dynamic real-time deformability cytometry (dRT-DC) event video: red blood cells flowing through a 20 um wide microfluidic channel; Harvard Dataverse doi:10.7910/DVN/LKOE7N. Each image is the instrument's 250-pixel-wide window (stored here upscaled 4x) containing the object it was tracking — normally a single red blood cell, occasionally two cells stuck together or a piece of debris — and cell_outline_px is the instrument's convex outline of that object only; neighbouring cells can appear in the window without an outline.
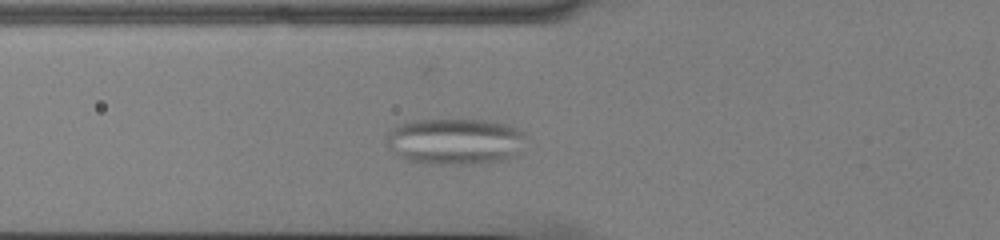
{"species": "common noctule bat (a hibernating species)", "species_latin": "Nyctalus noctula", "temperature_condition": "cold", "stored_images_in_passage": 47, "camera_frame_rate_fps": 3000, "um_per_image_px": 0.085, "animal": {"sex": "male", "body_mass_g": 13.0, "forearm_length_mm": 53.1}, "frame": {"image": 1, "passage_image": 12, "time_ms": 3.667, "image_size_px": [1000, 240], "cell_outline_px": [[524, 136], [516, 156], [508, 160], [472, 164], [432, 164], [408, 160], [400, 156], [388, 144], [388, 132], [396, 124], [408, 120], [484, 120], [508, 124], [524, 132]], "centroid_in_image_um": [38.69, 12.01], "position_along_channel_um": 87.1, "area_um2": 37.51}}
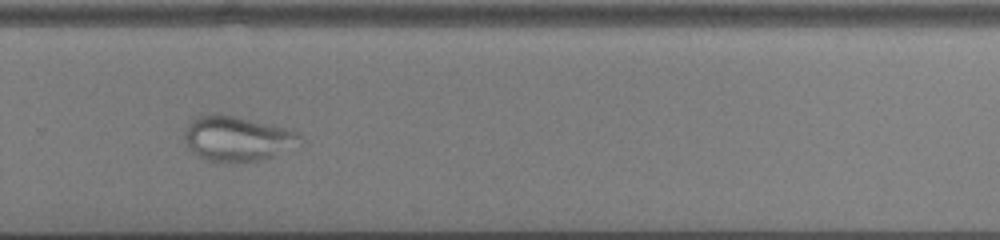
{"frame": {"image": 2, "passage_image": 30, "time_ms": 9.667, "image_size_px": [1000, 240], "cell_outline_px": [[304, 144], [272, 156], [248, 164], [232, 164], [208, 160], [192, 152], [188, 148], [184, 136], [184, 128], [188, 120], [196, 116], [220, 112], [292, 128], [300, 132], [304, 140]], "centroid_in_image_um": [20.22, 11.77], "position_along_channel_um": 309.6, "area_um2": 31.91}}
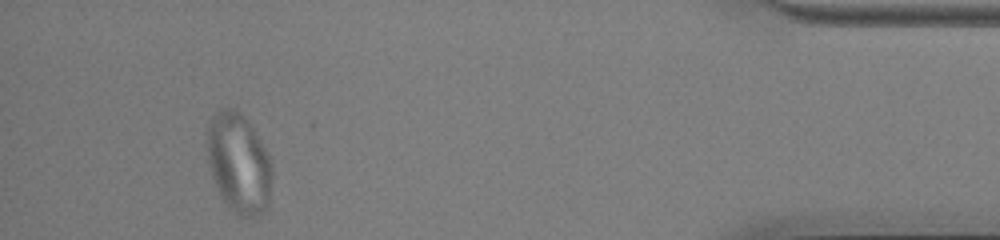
{"frame": {"image": 3, "passage_image": 43, "time_ms": 14.0, "image_size_px": [1000, 240], "cell_outline_px": [[272, 176], [268, 208], [264, 212], [252, 216], [240, 216], [228, 208], [220, 196], [212, 180], [208, 164], [204, 144], [204, 132], [212, 116], [216, 112], [224, 108], [232, 108], [240, 112], [248, 120], [264, 148], [272, 164]], "centroid_in_image_um": [20.23, 13.86], "position_along_channel_um": 415.0, "area_um2": 38.61}}